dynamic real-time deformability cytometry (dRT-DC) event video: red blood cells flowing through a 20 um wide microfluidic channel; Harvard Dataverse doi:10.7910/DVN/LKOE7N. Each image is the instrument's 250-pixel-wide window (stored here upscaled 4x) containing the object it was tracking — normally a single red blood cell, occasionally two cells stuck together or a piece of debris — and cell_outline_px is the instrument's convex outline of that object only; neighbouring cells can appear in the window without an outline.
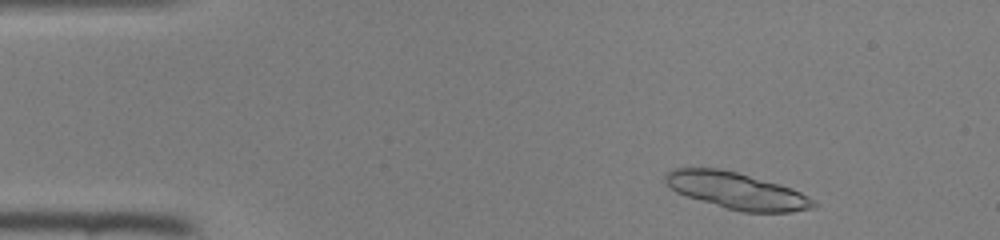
{"species": "common noctule bat (a hibernating species)", "species_latin": "Nyctalus noctula", "temperature_condition": "room temperature", "stored_images_in_passage": 26, "segment_of_instrument_passage": [1, 2], "camera_frame_rate_fps": 3000, "um_per_image_px": 0.085, "animal": {"sex": "female", "body_mass_g": 22.0, "forearm_length_mm": 56.7}, "frame": {"image": 1, "passage_image": 1, "time_ms": 0.0, "image_size_px": [1000, 240], "cell_outline_px": [[816, 208], [792, 212], [740, 212], [688, 196], [676, 192], [664, 180], [664, 176], [672, 168], [720, 168], [736, 172], [780, 184], [792, 188], [808, 196], [816, 204]], "centroid_in_image_um": [62.64, 16.21], "position_along_channel_um": 22.4, "area_um2": 31.33}}